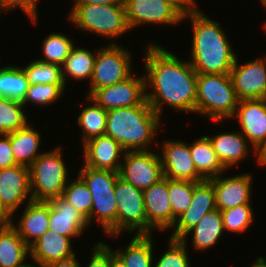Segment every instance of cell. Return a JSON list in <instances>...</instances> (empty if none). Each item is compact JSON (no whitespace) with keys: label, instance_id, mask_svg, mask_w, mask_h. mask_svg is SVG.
I'll return each mask as SVG.
<instances>
[{"label":"cell","instance_id":"35","mask_svg":"<svg viewBox=\"0 0 266 267\" xmlns=\"http://www.w3.org/2000/svg\"><path fill=\"white\" fill-rule=\"evenodd\" d=\"M73 40L63 33L54 32L47 35L41 45L44 58L36 60L62 66L75 46Z\"/></svg>","mask_w":266,"mask_h":267},{"label":"cell","instance_id":"1","mask_svg":"<svg viewBox=\"0 0 266 267\" xmlns=\"http://www.w3.org/2000/svg\"><path fill=\"white\" fill-rule=\"evenodd\" d=\"M146 100L160 116L164 105L173 110L196 113L197 73L189 61L154 42L145 47ZM152 89V90H151Z\"/></svg>","mask_w":266,"mask_h":267},{"label":"cell","instance_id":"40","mask_svg":"<svg viewBox=\"0 0 266 267\" xmlns=\"http://www.w3.org/2000/svg\"><path fill=\"white\" fill-rule=\"evenodd\" d=\"M64 90L57 84H36L29 85L24 100L21 102L24 106L28 103L36 105H49L55 103Z\"/></svg>","mask_w":266,"mask_h":267},{"label":"cell","instance_id":"22","mask_svg":"<svg viewBox=\"0 0 266 267\" xmlns=\"http://www.w3.org/2000/svg\"><path fill=\"white\" fill-rule=\"evenodd\" d=\"M72 238L46 231L29 246L32 261L40 266L70 258L75 255Z\"/></svg>","mask_w":266,"mask_h":267},{"label":"cell","instance_id":"20","mask_svg":"<svg viewBox=\"0 0 266 267\" xmlns=\"http://www.w3.org/2000/svg\"><path fill=\"white\" fill-rule=\"evenodd\" d=\"M82 144L83 165L97 170L120 171L122 163L120 159L123 158L121 155H124L125 150L112 137L102 135Z\"/></svg>","mask_w":266,"mask_h":267},{"label":"cell","instance_id":"45","mask_svg":"<svg viewBox=\"0 0 266 267\" xmlns=\"http://www.w3.org/2000/svg\"><path fill=\"white\" fill-rule=\"evenodd\" d=\"M73 4L125 5V0H74Z\"/></svg>","mask_w":266,"mask_h":267},{"label":"cell","instance_id":"6","mask_svg":"<svg viewBox=\"0 0 266 267\" xmlns=\"http://www.w3.org/2000/svg\"><path fill=\"white\" fill-rule=\"evenodd\" d=\"M70 23L79 30L95 33L112 41L130 31L125 5L73 4Z\"/></svg>","mask_w":266,"mask_h":267},{"label":"cell","instance_id":"21","mask_svg":"<svg viewBox=\"0 0 266 267\" xmlns=\"http://www.w3.org/2000/svg\"><path fill=\"white\" fill-rule=\"evenodd\" d=\"M49 231L69 238L82 235L88 227L87 218L61 195L50 199Z\"/></svg>","mask_w":266,"mask_h":267},{"label":"cell","instance_id":"47","mask_svg":"<svg viewBox=\"0 0 266 267\" xmlns=\"http://www.w3.org/2000/svg\"><path fill=\"white\" fill-rule=\"evenodd\" d=\"M257 163L266 166V140L256 149Z\"/></svg>","mask_w":266,"mask_h":267},{"label":"cell","instance_id":"31","mask_svg":"<svg viewBox=\"0 0 266 267\" xmlns=\"http://www.w3.org/2000/svg\"><path fill=\"white\" fill-rule=\"evenodd\" d=\"M29 88V81L21 67H0V97L22 102Z\"/></svg>","mask_w":266,"mask_h":267},{"label":"cell","instance_id":"48","mask_svg":"<svg viewBox=\"0 0 266 267\" xmlns=\"http://www.w3.org/2000/svg\"><path fill=\"white\" fill-rule=\"evenodd\" d=\"M13 216L3 207L0 201V227L11 224Z\"/></svg>","mask_w":266,"mask_h":267},{"label":"cell","instance_id":"18","mask_svg":"<svg viewBox=\"0 0 266 267\" xmlns=\"http://www.w3.org/2000/svg\"><path fill=\"white\" fill-rule=\"evenodd\" d=\"M232 118L238 119L240 132L246 137L252 150L256 149L266 140V101L265 99L239 100L235 114Z\"/></svg>","mask_w":266,"mask_h":267},{"label":"cell","instance_id":"11","mask_svg":"<svg viewBox=\"0 0 266 267\" xmlns=\"http://www.w3.org/2000/svg\"><path fill=\"white\" fill-rule=\"evenodd\" d=\"M145 75L131 74L125 80L108 87L96 89L89 98L104 110L141 105L146 101Z\"/></svg>","mask_w":266,"mask_h":267},{"label":"cell","instance_id":"43","mask_svg":"<svg viewBox=\"0 0 266 267\" xmlns=\"http://www.w3.org/2000/svg\"><path fill=\"white\" fill-rule=\"evenodd\" d=\"M16 165L12 153L10 134L0 135V169Z\"/></svg>","mask_w":266,"mask_h":267},{"label":"cell","instance_id":"15","mask_svg":"<svg viewBox=\"0 0 266 267\" xmlns=\"http://www.w3.org/2000/svg\"><path fill=\"white\" fill-rule=\"evenodd\" d=\"M217 209L215 191L209 180H204L194 186L192 201L189 208L176 220L171 229L172 239H182L188 231L194 228L205 214Z\"/></svg>","mask_w":266,"mask_h":267},{"label":"cell","instance_id":"39","mask_svg":"<svg viewBox=\"0 0 266 267\" xmlns=\"http://www.w3.org/2000/svg\"><path fill=\"white\" fill-rule=\"evenodd\" d=\"M169 247L164 252L153 267H191L187 252V241L169 238Z\"/></svg>","mask_w":266,"mask_h":267},{"label":"cell","instance_id":"42","mask_svg":"<svg viewBox=\"0 0 266 267\" xmlns=\"http://www.w3.org/2000/svg\"><path fill=\"white\" fill-rule=\"evenodd\" d=\"M87 267H110V247L107 243L99 242L92 248V254ZM82 267V266H81Z\"/></svg>","mask_w":266,"mask_h":267},{"label":"cell","instance_id":"14","mask_svg":"<svg viewBox=\"0 0 266 267\" xmlns=\"http://www.w3.org/2000/svg\"><path fill=\"white\" fill-rule=\"evenodd\" d=\"M162 150L159 155L166 178L195 183L204 181L197 172L189 144L180 140H168L163 142Z\"/></svg>","mask_w":266,"mask_h":267},{"label":"cell","instance_id":"41","mask_svg":"<svg viewBox=\"0 0 266 267\" xmlns=\"http://www.w3.org/2000/svg\"><path fill=\"white\" fill-rule=\"evenodd\" d=\"M38 2L36 0H0V13L7 10L15 9L16 7L21 8L25 15L30 18L34 25H37Z\"/></svg>","mask_w":266,"mask_h":267},{"label":"cell","instance_id":"28","mask_svg":"<svg viewBox=\"0 0 266 267\" xmlns=\"http://www.w3.org/2000/svg\"><path fill=\"white\" fill-rule=\"evenodd\" d=\"M189 149L197 172L204 180L215 178L226 171L207 136L189 144Z\"/></svg>","mask_w":266,"mask_h":267},{"label":"cell","instance_id":"2","mask_svg":"<svg viewBox=\"0 0 266 267\" xmlns=\"http://www.w3.org/2000/svg\"><path fill=\"white\" fill-rule=\"evenodd\" d=\"M192 27L190 62L199 74H228L237 55L219 22L206 16L201 10L183 16Z\"/></svg>","mask_w":266,"mask_h":267},{"label":"cell","instance_id":"29","mask_svg":"<svg viewBox=\"0 0 266 267\" xmlns=\"http://www.w3.org/2000/svg\"><path fill=\"white\" fill-rule=\"evenodd\" d=\"M152 235H136L125 248L114 251L126 267H153L154 241Z\"/></svg>","mask_w":266,"mask_h":267},{"label":"cell","instance_id":"24","mask_svg":"<svg viewBox=\"0 0 266 267\" xmlns=\"http://www.w3.org/2000/svg\"><path fill=\"white\" fill-rule=\"evenodd\" d=\"M206 136L211 141L218 159L226 170L245 160L250 153V149H252L249 147L250 143L240 131H228L215 136Z\"/></svg>","mask_w":266,"mask_h":267},{"label":"cell","instance_id":"9","mask_svg":"<svg viewBox=\"0 0 266 267\" xmlns=\"http://www.w3.org/2000/svg\"><path fill=\"white\" fill-rule=\"evenodd\" d=\"M131 53L111 42L97 51L88 97L99 88L125 80L132 73Z\"/></svg>","mask_w":266,"mask_h":267},{"label":"cell","instance_id":"38","mask_svg":"<svg viewBox=\"0 0 266 267\" xmlns=\"http://www.w3.org/2000/svg\"><path fill=\"white\" fill-rule=\"evenodd\" d=\"M254 211L251 204H243L221 211L224 231L242 234L252 225Z\"/></svg>","mask_w":266,"mask_h":267},{"label":"cell","instance_id":"7","mask_svg":"<svg viewBox=\"0 0 266 267\" xmlns=\"http://www.w3.org/2000/svg\"><path fill=\"white\" fill-rule=\"evenodd\" d=\"M61 147L43 152L29 166L30 191L33 201L47 202L63 195L69 175Z\"/></svg>","mask_w":266,"mask_h":267},{"label":"cell","instance_id":"37","mask_svg":"<svg viewBox=\"0 0 266 267\" xmlns=\"http://www.w3.org/2000/svg\"><path fill=\"white\" fill-rule=\"evenodd\" d=\"M77 177V179L68 180L62 196L70 205L88 219L91 215L92 207L91 192L82 178L79 175Z\"/></svg>","mask_w":266,"mask_h":267},{"label":"cell","instance_id":"8","mask_svg":"<svg viewBox=\"0 0 266 267\" xmlns=\"http://www.w3.org/2000/svg\"><path fill=\"white\" fill-rule=\"evenodd\" d=\"M117 203L116 236L121 232H136L147 235V215L145 212L143 190L118 178L114 188ZM137 230V231H135Z\"/></svg>","mask_w":266,"mask_h":267},{"label":"cell","instance_id":"19","mask_svg":"<svg viewBox=\"0 0 266 267\" xmlns=\"http://www.w3.org/2000/svg\"><path fill=\"white\" fill-rule=\"evenodd\" d=\"M224 173L209 179L215 191L216 207L225 211L243 204H250L253 177L250 173L223 177Z\"/></svg>","mask_w":266,"mask_h":267},{"label":"cell","instance_id":"5","mask_svg":"<svg viewBox=\"0 0 266 267\" xmlns=\"http://www.w3.org/2000/svg\"><path fill=\"white\" fill-rule=\"evenodd\" d=\"M239 99L228 74H199L196 86V113L213 122L229 120L235 114Z\"/></svg>","mask_w":266,"mask_h":267},{"label":"cell","instance_id":"17","mask_svg":"<svg viewBox=\"0 0 266 267\" xmlns=\"http://www.w3.org/2000/svg\"><path fill=\"white\" fill-rule=\"evenodd\" d=\"M147 215V235L153 230L168 231L172 228V207L168 193V178L165 176L148 189L143 190Z\"/></svg>","mask_w":266,"mask_h":267},{"label":"cell","instance_id":"10","mask_svg":"<svg viewBox=\"0 0 266 267\" xmlns=\"http://www.w3.org/2000/svg\"><path fill=\"white\" fill-rule=\"evenodd\" d=\"M120 178L140 190L151 187L164 177L160 155L152 150L125 151Z\"/></svg>","mask_w":266,"mask_h":267},{"label":"cell","instance_id":"36","mask_svg":"<svg viewBox=\"0 0 266 267\" xmlns=\"http://www.w3.org/2000/svg\"><path fill=\"white\" fill-rule=\"evenodd\" d=\"M196 184L191 181L168 179V193L172 207V226L175 220L191 205L193 189Z\"/></svg>","mask_w":266,"mask_h":267},{"label":"cell","instance_id":"3","mask_svg":"<svg viewBox=\"0 0 266 267\" xmlns=\"http://www.w3.org/2000/svg\"><path fill=\"white\" fill-rule=\"evenodd\" d=\"M160 121L146 100L141 105L107 111L105 135L112 137L125 151H148L160 129Z\"/></svg>","mask_w":266,"mask_h":267},{"label":"cell","instance_id":"26","mask_svg":"<svg viewBox=\"0 0 266 267\" xmlns=\"http://www.w3.org/2000/svg\"><path fill=\"white\" fill-rule=\"evenodd\" d=\"M31 124L10 133L12 153L18 165L29 167L43 153H38L41 134Z\"/></svg>","mask_w":266,"mask_h":267},{"label":"cell","instance_id":"32","mask_svg":"<svg viewBox=\"0 0 266 267\" xmlns=\"http://www.w3.org/2000/svg\"><path fill=\"white\" fill-rule=\"evenodd\" d=\"M86 99L91 104L84 107L77 117V124L82 130L83 143L91 138L105 135L107 120V111L88 96Z\"/></svg>","mask_w":266,"mask_h":267},{"label":"cell","instance_id":"50","mask_svg":"<svg viewBox=\"0 0 266 267\" xmlns=\"http://www.w3.org/2000/svg\"><path fill=\"white\" fill-rule=\"evenodd\" d=\"M250 267H266V260L264 257H258Z\"/></svg>","mask_w":266,"mask_h":267},{"label":"cell","instance_id":"49","mask_svg":"<svg viewBox=\"0 0 266 267\" xmlns=\"http://www.w3.org/2000/svg\"><path fill=\"white\" fill-rule=\"evenodd\" d=\"M110 267H126L123 260L110 247Z\"/></svg>","mask_w":266,"mask_h":267},{"label":"cell","instance_id":"51","mask_svg":"<svg viewBox=\"0 0 266 267\" xmlns=\"http://www.w3.org/2000/svg\"><path fill=\"white\" fill-rule=\"evenodd\" d=\"M21 267H43V266H40L38 264H37V266H35L34 264L32 265V263H30V264H25V265H23Z\"/></svg>","mask_w":266,"mask_h":267},{"label":"cell","instance_id":"27","mask_svg":"<svg viewBox=\"0 0 266 267\" xmlns=\"http://www.w3.org/2000/svg\"><path fill=\"white\" fill-rule=\"evenodd\" d=\"M30 249L12 224L0 227V267L25 265Z\"/></svg>","mask_w":266,"mask_h":267},{"label":"cell","instance_id":"46","mask_svg":"<svg viewBox=\"0 0 266 267\" xmlns=\"http://www.w3.org/2000/svg\"><path fill=\"white\" fill-rule=\"evenodd\" d=\"M45 267H81L80 262H78L76 254L70 258L63 259L57 262H53Z\"/></svg>","mask_w":266,"mask_h":267},{"label":"cell","instance_id":"52","mask_svg":"<svg viewBox=\"0 0 266 267\" xmlns=\"http://www.w3.org/2000/svg\"><path fill=\"white\" fill-rule=\"evenodd\" d=\"M261 3H262V5L265 7V9H266V0H261L260 1Z\"/></svg>","mask_w":266,"mask_h":267},{"label":"cell","instance_id":"44","mask_svg":"<svg viewBox=\"0 0 266 267\" xmlns=\"http://www.w3.org/2000/svg\"><path fill=\"white\" fill-rule=\"evenodd\" d=\"M175 5L184 15L200 8L197 7L195 0H168Z\"/></svg>","mask_w":266,"mask_h":267},{"label":"cell","instance_id":"25","mask_svg":"<svg viewBox=\"0 0 266 267\" xmlns=\"http://www.w3.org/2000/svg\"><path fill=\"white\" fill-rule=\"evenodd\" d=\"M224 232L222 214L219 209H215L204 215L197 225L186 233L181 239L187 241L188 235L192 236V246L200 252L208 250L217 244Z\"/></svg>","mask_w":266,"mask_h":267},{"label":"cell","instance_id":"23","mask_svg":"<svg viewBox=\"0 0 266 267\" xmlns=\"http://www.w3.org/2000/svg\"><path fill=\"white\" fill-rule=\"evenodd\" d=\"M25 204L18 224H14L13 219L11 224L30 246L49 230L50 204L48 201H31Z\"/></svg>","mask_w":266,"mask_h":267},{"label":"cell","instance_id":"34","mask_svg":"<svg viewBox=\"0 0 266 267\" xmlns=\"http://www.w3.org/2000/svg\"><path fill=\"white\" fill-rule=\"evenodd\" d=\"M24 107L20 101L0 97V135L15 132L29 123Z\"/></svg>","mask_w":266,"mask_h":267},{"label":"cell","instance_id":"13","mask_svg":"<svg viewBox=\"0 0 266 267\" xmlns=\"http://www.w3.org/2000/svg\"><path fill=\"white\" fill-rule=\"evenodd\" d=\"M238 57L229 72L239 100L264 99L266 96V57L239 64ZM239 64V65H238Z\"/></svg>","mask_w":266,"mask_h":267},{"label":"cell","instance_id":"33","mask_svg":"<svg viewBox=\"0 0 266 267\" xmlns=\"http://www.w3.org/2000/svg\"><path fill=\"white\" fill-rule=\"evenodd\" d=\"M22 69L26 74L29 85L57 84L63 90L66 87L63 80L62 68L59 65L45 63L35 59Z\"/></svg>","mask_w":266,"mask_h":267},{"label":"cell","instance_id":"16","mask_svg":"<svg viewBox=\"0 0 266 267\" xmlns=\"http://www.w3.org/2000/svg\"><path fill=\"white\" fill-rule=\"evenodd\" d=\"M26 199L27 203L33 201L29 167L16 164L0 169V201L3 207L14 216Z\"/></svg>","mask_w":266,"mask_h":267},{"label":"cell","instance_id":"30","mask_svg":"<svg viewBox=\"0 0 266 267\" xmlns=\"http://www.w3.org/2000/svg\"><path fill=\"white\" fill-rule=\"evenodd\" d=\"M96 56L97 50L93 53L86 48L74 46L61 66L65 84L69 77L75 81L89 79L90 82L93 75Z\"/></svg>","mask_w":266,"mask_h":267},{"label":"cell","instance_id":"4","mask_svg":"<svg viewBox=\"0 0 266 267\" xmlns=\"http://www.w3.org/2000/svg\"><path fill=\"white\" fill-rule=\"evenodd\" d=\"M78 175L88 186L92 196L91 215L87 219L89 226L97 220L105 235L116 236L117 203L114 188L119 172L97 170L81 165Z\"/></svg>","mask_w":266,"mask_h":267},{"label":"cell","instance_id":"12","mask_svg":"<svg viewBox=\"0 0 266 267\" xmlns=\"http://www.w3.org/2000/svg\"><path fill=\"white\" fill-rule=\"evenodd\" d=\"M125 13L130 30L143 24L176 26L184 16L168 0H125Z\"/></svg>","mask_w":266,"mask_h":267}]
</instances>
